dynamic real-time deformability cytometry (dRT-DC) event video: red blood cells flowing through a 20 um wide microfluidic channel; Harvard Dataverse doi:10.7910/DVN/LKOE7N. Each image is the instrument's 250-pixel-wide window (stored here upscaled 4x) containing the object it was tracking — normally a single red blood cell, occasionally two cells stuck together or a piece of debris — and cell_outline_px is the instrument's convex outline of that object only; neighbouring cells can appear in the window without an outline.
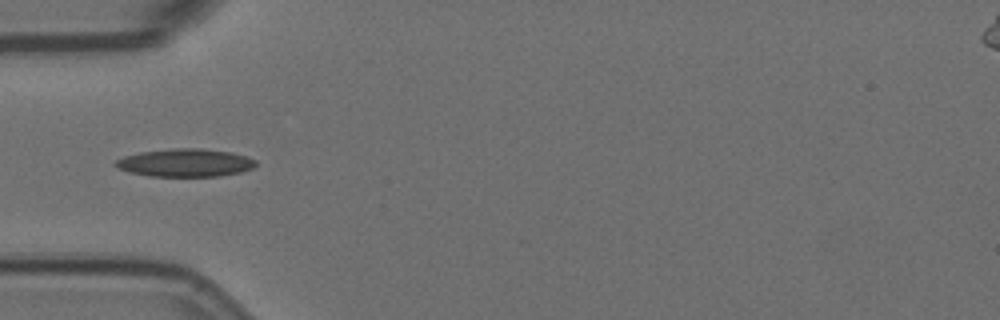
{"species": "Egyptian fruit bat (a non-hibernating species)", "species_latin": "Rousettus aegyptiacus", "temperature_condition": "room temperature", "stored_images_in_passage": 5, "camera_frame_rate_fps": 3000, "um_per_image_px": 0.085, "animal": {"sex": "female"}, "frame": {"image": 1, "passage_image": 4, "time_ms": 1.0, "image_size_px": [1000, 320], "cell_outline_px": [[256, 164], [252, 168], [240, 172], [220, 176], [148, 176], [128, 172], [116, 168], [112, 164], [116, 160], [124, 156], [140, 152], [172, 148], [200, 148], [232, 152], [248, 156], [256, 160]], "centroid_in_image_um": [15.72, 13.83], "position_along_channel_um": 69.3, "area_um2": 23.06}}
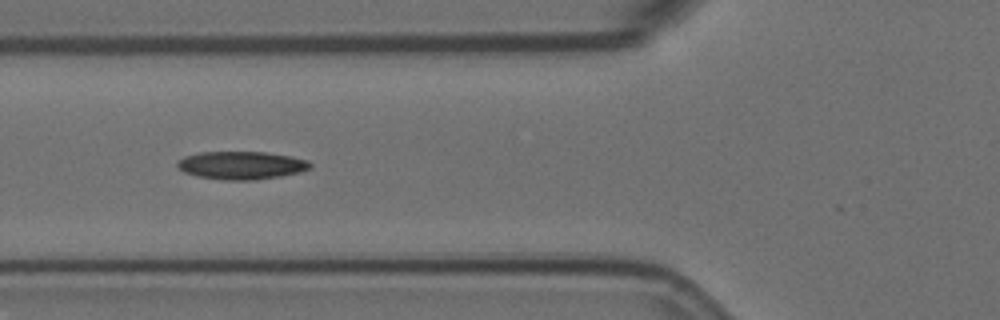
{"frame": {"image": 2, "passage_image": 5, "time_ms": 1.333, "image_size_px": [1000, 320], "cell_outline_px": [[312, 168], [300, 172], [280, 176], [256, 180], [224, 180], [196, 176], [184, 172], [176, 164], [184, 156], [200, 152], [264, 152], [292, 156], [308, 160], [312, 164]], "centroid_in_image_um": [20.55, 14.05], "position_along_channel_um": 105.2, "area_um2": 21.73}}